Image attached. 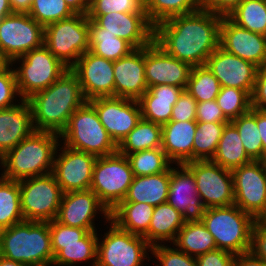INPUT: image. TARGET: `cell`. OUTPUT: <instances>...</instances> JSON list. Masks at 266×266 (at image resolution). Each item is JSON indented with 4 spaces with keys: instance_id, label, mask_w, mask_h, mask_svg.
<instances>
[{
    "instance_id": "obj_16",
    "label": "cell",
    "mask_w": 266,
    "mask_h": 266,
    "mask_svg": "<svg viewBox=\"0 0 266 266\" xmlns=\"http://www.w3.org/2000/svg\"><path fill=\"white\" fill-rule=\"evenodd\" d=\"M98 113L100 122L118 145L141 120L138 100L108 96L89 100Z\"/></svg>"
},
{
    "instance_id": "obj_20",
    "label": "cell",
    "mask_w": 266,
    "mask_h": 266,
    "mask_svg": "<svg viewBox=\"0 0 266 266\" xmlns=\"http://www.w3.org/2000/svg\"><path fill=\"white\" fill-rule=\"evenodd\" d=\"M192 66L169 55L154 40L145 47V80L148 88L172 85L186 89Z\"/></svg>"
},
{
    "instance_id": "obj_3",
    "label": "cell",
    "mask_w": 266,
    "mask_h": 266,
    "mask_svg": "<svg viewBox=\"0 0 266 266\" xmlns=\"http://www.w3.org/2000/svg\"><path fill=\"white\" fill-rule=\"evenodd\" d=\"M60 143L58 133L34 131L0 158V175L6 179L21 181L52 173Z\"/></svg>"
},
{
    "instance_id": "obj_5",
    "label": "cell",
    "mask_w": 266,
    "mask_h": 266,
    "mask_svg": "<svg viewBox=\"0 0 266 266\" xmlns=\"http://www.w3.org/2000/svg\"><path fill=\"white\" fill-rule=\"evenodd\" d=\"M256 219L235 204L206 208L203 224L213 235L217 249L233 254L250 250L251 233Z\"/></svg>"
},
{
    "instance_id": "obj_1",
    "label": "cell",
    "mask_w": 266,
    "mask_h": 266,
    "mask_svg": "<svg viewBox=\"0 0 266 266\" xmlns=\"http://www.w3.org/2000/svg\"><path fill=\"white\" fill-rule=\"evenodd\" d=\"M222 16L199 8L171 17L154 27V41L169 55L192 67L206 65L219 47Z\"/></svg>"
},
{
    "instance_id": "obj_39",
    "label": "cell",
    "mask_w": 266,
    "mask_h": 266,
    "mask_svg": "<svg viewBox=\"0 0 266 266\" xmlns=\"http://www.w3.org/2000/svg\"><path fill=\"white\" fill-rule=\"evenodd\" d=\"M231 123L239 132L245 152L252 161H260L263 158V145L260 131L256 125V109L251 110Z\"/></svg>"
},
{
    "instance_id": "obj_54",
    "label": "cell",
    "mask_w": 266,
    "mask_h": 266,
    "mask_svg": "<svg viewBox=\"0 0 266 266\" xmlns=\"http://www.w3.org/2000/svg\"><path fill=\"white\" fill-rule=\"evenodd\" d=\"M242 0H204L203 9L227 17Z\"/></svg>"
},
{
    "instance_id": "obj_43",
    "label": "cell",
    "mask_w": 266,
    "mask_h": 266,
    "mask_svg": "<svg viewBox=\"0 0 266 266\" xmlns=\"http://www.w3.org/2000/svg\"><path fill=\"white\" fill-rule=\"evenodd\" d=\"M224 116L231 122L251 110V96L242 89L221 87L216 97Z\"/></svg>"
},
{
    "instance_id": "obj_7",
    "label": "cell",
    "mask_w": 266,
    "mask_h": 266,
    "mask_svg": "<svg viewBox=\"0 0 266 266\" xmlns=\"http://www.w3.org/2000/svg\"><path fill=\"white\" fill-rule=\"evenodd\" d=\"M11 64L20 98L25 100L34 93L47 89L69 69L44 44L15 58Z\"/></svg>"
},
{
    "instance_id": "obj_48",
    "label": "cell",
    "mask_w": 266,
    "mask_h": 266,
    "mask_svg": "<svg viewBox=\"0 0 266 266\" xmlns=\"http://www.w3.org/2000/svg\"><path fill=\"white\" fill-rule=\"evenodd\" d=\"M51 245L82 244V238L90 232L88 229L63 225L55 219L49 221Z\"/></svg>"
},
{
    "instance_id": "obj_28",
    "label": "cell",
    "mask_w": 266,
    "mask_h": 266,
    "mask_svg": "<svg viewBox=\"0 0 266 266\" xmlns=\"http://www.w3.org/2000/svg\"><path fill=\"white\" fill-rule=\"evenodd\" d=\"M169 183L170 167L159 174L134 176L128 192L121 202H143L154 207L166 203Z\"/></svg>"
},
{
    "instance_id": "obj_41",
    "label": "cell",
    "mask_w": 266,
    "mask_h": 266,
    "mask_svg": "<svg viewBox=\"0 0 266 266\" xmlns=\"http://www.w3.org/2000/svg\"><path fill=\"white\" fill-rule=\"evenodd\" d=\"M149 22L158 23L177 15L190 14L199 9L192 0H145Z\"/></svg>"
},
{
    "instance_id": "obj_45",
    "label": "cell",
    "mask_w": 266,
    "mask_h": 266,
    "mask_svg": "<svg viewBox=\"0 0 266 266\" xmlns=\"http://www.w3.org/2000/svg\"><path fill=\"white\" fill-rule=\"evenodd\" d=\"M150 253L153 256L151 258H155L153 263L156 266H198L195 257L177 249L171 243L153 245Z\"/></svg>"
},
{
    "instance_id": "obj_10",
    "label": "cell",
    "mask_w": 266,
    "mask_h": 266,
    "mask_svg": "<svg viewBox=\"0 0 266 266\" xmlns=\"http://www.w3.org/2000/svg\"><path fill=\"white\" fill-rule=\"evenodd\" d=\"M44 45L64 65L71 68L89 49V19L73 16L44 27Z\"/></svg>"
},
{
    "instance_id": "obj_29",
    "label": "cell",
    "mask_w": 266,
    "mask_h": 266,
    "mask_svg": "<svg viewBox=\"0 0 266 266\" xmlns=\"http://www.w3.org/2000/svg\"><path fill=\"white\" fill-rule=\"evenodd\" d=\"M185 221L182 214L167 202L154 207L148 232L143 236L151 245L172 243Z\"/></svg>"
},
{
    "instance_id": "obj_36",
    "label": "cell",
    "mask_w": 266,
    "mask_h": 266,
    "mask_svg": "<svg viewBox=\"0 0 266 266\" xmlns=\"http://www.w3.org/2000/svg\"><path fill=\"white\" fill-rule=\"evenodd\" d=\"M22 221L19 182L0 175V230Z\"/></svg>"
},
{
    "instance_id": "obj_50",
    "label": "cell",
    "mask_w": 266,
    "mask_h": 266,
    "mask_svg": "<svg viewBox=\"0 0 266 266\" xmlns=\"http://www.w3.org/2000/svg\"><path fill=\"white\" fill-rule=\"evenodd\" d=\"M196 122L229 123L215 100L197 103Z\"/></svg>"
},
{
    "instance_id": "obj_42",
    "label": "cell",
    "mask_w": 266,
    "mask_h": 266,
    "mask_svg": "<svg viewBox=\"0 0 266 266\" xmlns=\"http://www.w3.org/2000/svg\"><path fill=\"white\" fill-rule=\"evenodd\" d=\"M89 49L111 61H117L134 50L127 41L110 33H89Z\"/></svg>"
},
{
    "instance_id": "obj_4",
    "label": "cell",
    "mask_w": 266,
    "mask_h": 266,
    "mask_svg": "<svg viewBox=\"0 0 266 266\" xmlns=\"http://www.w3.org/2000/svg\"><path fill=\"white\" fill-rule=\"evenodd\" d=\"M0 255L26 266H51L49 223L24 220L0 230Z\"/></svg>"
},
{
    "instance_id": "obj_56",
    "label": "cell",
    "mask_w": 266,
    "mask_h": 266,
    "mask_svg": "<svg viewBox=\"0 0 266 266\" xmlns=\"http://www.w3.org/2000/svg\"><path fill=\"white\" fill-rule=\"evenodd\" d=\"M256 125L262 140L263 157H266V111L256 109Z\"/></svg>"
},
{
    "instance_id": "obj_11",
    "label": "cell",
    "mask_w": 266,
    "mask_h": 266,
    "mask_svg": "<svg viewBox=\"0 0 266 266\" xmlns=\"http://www.w3.org/2000/svg\"><path fill=\"white\" fill-rule=\"evenodd\" d=\"M18 182L24 220L37 222L54 220L63 195L54 174L48 173Z\"/></svg>"
},
{
    "instance_id": "obj_53",
    "label": "cell",
    "mask_w": 266,
    "mask_h": 266,
    "mask_svg": "<svg viewBox=\"0 0 266 266\" xmlns=\"http://www.w3.org/2000/svg\"><path fill=\"white\" fill-rule=\"evenodd\" d=\"M251 107L266 111V65L257 70L254 90L251 95Z\"/></svg>"
},
{
    "instance_id": "obj_21",
    "label": "cell",
    "mask_w": 266,
    "mask_h": 266,
    "mask_svg": "<svg viewBox=\"0 0 266 266\" xmlns=\"http://www.w3.org/2000/svg\"><path fill=\"white\" fill-rule=\"evenodd\" d=\"M167 203L182 214L185 222L202 221L206 208L198 195L194 174L185 164L170 166Z\"/></svg>"
},
{
    "instance_id": "obj_61",
    "label": "cell",
    "mask_w": 266,
    "mask_h": 266,
    "mask_svg": "<svg viewBox=\"0 0 266 266\" xmlns=\"http://www.w3.org/2000/svg\"><path fill=\"white\" fill-rule=\"evenodd\" d=\"M9 62L2 56L0 52V70L4 68Z\"/></svg>"
},
{
    "instance_id": "obj_46",
    "label": "cell",
    "mask_w": 266,
    "mask_h": 266,
    "mask_svg": "<svg viewBox=\"0 0 266 266\" xmlns=\"http://www.w3.org/2000/svg\"><path fill=\"white\" fill-rule=\"evenodd\" d=\"M146 13L145 0H90L87 14Z\"/></svg>"
},
{
    "instance_id": "obj_14",
    "label": "cell",
    "mask_w": 266,
    "mask_h": 266,
    "mask_svg": "<svg viewBox=\"0 0 266 266\" xmlns=\"http://www.w3.org/2000/svg\"><path fill=\"white\" fill-rule=\"evenodd\" d=\"M185 165L194 174L198 195L205 208L234 204L231 170L211 160L189 161Z\"/></svg>"
},
{
    "instance_id": "obj_59",
    "label": "cell",
    "mask_w": 266,
    "mask_h": 266,
    "mask_svg": "<svg viewBox=\"0 0 266 266\" xmlns=\"http://www.w3.org/2000/svg\"><path fill=\"white\" fill-rule=\"evenodd\" d=\"M12 13L13 11L10 7L9 0H0V20Z\"/></svg>"
},
{
    "instance_id": "obj_22",
    "label": "cell",
    "mask_w": 266,
    "mask_h": 266,
    "mask_svg": "<svg viewBox=\"0 0 266 266\" xmlns=\"http://www.w3.org/2000/svg\"><path fill=\"white\" fill-rule=\"evenodd\" d=\"M208 68L218 79L221 87L242 89L253 93L258 66L231 54L220 46L208 57Z\"/></svg>"
},
{
    "instance_id": "obj_2",
    "label": "cell",
    "mask_w": 266,
    "mask_h": 266,
    "mask_svg": "<svg viewBox=\"0 0 266 266\" xmlns=\"http://www.w3.org/2000/svg\"><path fill=\"white\" fill-rule=\"evenodd\" d=\"M27 100L35 131L58 134L67 127L71 115L87 101L77 75L70 68L47 89L34 93Z\"/></svg>"
},
{
    "instance_id": "obj_13",
    "label": "cell",
    "mask_w": 266,
    "mask_h": 266,
    "mask_svg": "<svg viewBox=\"0 0 266 266\" xmlns=\"http://www.w3.org/2000/svg\"><path fill=\"white\" fill-rule=\"evenodd\" d=\"M89 33H110L127 41L134 49L143 48L154 40V26L147 13L87 14Z\"/></svg>"
},
{
    "instance_id": "obj_9",
    "label": "cell",
    "mask_w": 266,
    "mask_h": 266,
    "mask_svg": "<svg viewBox=\"0 0 266 266\" xmlns=\"http://www.w3.org/2000/svg\"><path fill=\"white\" fill-rule=\"evenodd\" d=\"M133 178L129 159L116 152L112 155L97 157L90 189L110 212L123 201Z\"/></svg>"
},
{
    "instance_id": "obj_62",
    "label": "cell",
    "mask_w": 266,
    "mask_h": 266,
    "mask_svg": "<svg viewBox=\"0 0 266 266\" xmlns=\"http://www.w3.org/2000/svg\"><path fill=\"white\" fill-rule=\"evenodd\" d=\"M260 163L263 167V170H264V173H265V176H266V157H263L261 160H260Z\"/></svg>"
},
{
    "instance_id": "obj_52",
    "label": "cell",
    "mask_w": 266,
    "mask_h": 266,
    "mask_svg": "<svg viewBox=\"0 0 266 266\" xmlns=\"http://www.w3.org/2000/svg\"><path fill=\"white\" fill-rule=\"evenodd\" d=\"M198 266H234L235 254L216 249L196 257Z\"/></svg>"
},
{
    "instance_id": "obj_27",
    "label": "cell",
    "mask_w": 266,
    "mask_h": 266,
    "mask_svg": "<svg viewBox=\"0 0 266 266\" xmlns=\"http://www.w3.org/2000/svg\"><path fill=\"white\" fill-rule=\"evenodd\" d=\"M184 88L172 85H157L149 87L138 99L142 119L159 125L168 123L171 119L172 108Z\"/></svg>"
},
{
    "instance_id": "obj_35",
    "label": "cell",
    "mask_w": 266,
    "mask_h": 266,
    "mask_svg": "<svg viewBox=\"0 0 266 266\" xmlns=\"http://www.w3.org/2000/svg\"><path fill=\"white\" fill-rule=\"evenodd\" d=\"M227 17L241 28L266 36V0H242Z\"/></svg>"
},
{
    "instance_id": "obj_30",
    "label": "cell",
    "mask_w": 266,
    "mask_h": 266,
    "mask_svg": "<svg viewBox=\"0 0 266 266\" xmlns=\"http://www.w3.org/2000/svg\"><path fill=\"white\" fill-rule=\"evenodd\" d=\"M154 212V206L139 202H120L110 211V220L131 234L144 236Z\"/></svg>"
},
{
    "instance_id": "obj_63",
    "label": "cell",
    "mask_w": 266,
    "mask_h": 266,
    "mask_svg": "<svg viewBox=\"0 0 266 266\" xmlns=\"http://www.w3.org/2000/svg\"><path fill=\"white\" fill-rule=\"evenodd\" d=\"M199 8H203L204 0H192Z\"/></svg>"
},
{
    "instance_id": "obj_26",
    "label": "cell",
    "mask_w": 266,
    "mask_h": 266,
    "mask_svg": "<svg viewBox=\"0 0 266 266\" xmlns=\"http://www.w3.org/2000/svg\"><path fill=\"white\" fill-rule=\"evenodd\" d=\"M196 121H169L162 125V150L173 164L192 161Z\"/></svg>"
},
{
    "instance_id": "obj_33",
    "label": "cell",
    "mask_w": 266,
    "mask_h": 266,
    "mask_svg": "<svg viewBox=\"0 0 266 266\" xmlns=\"http://www.w3.org/2000/svg\"><path fill=\"white\" fill-rule=\"evenodd\" d=\"M211 161L229 170L252 162L245 152L238 130L231 122L225 125Z\"/></svg>"
},
{
    "instance_id": "obj_31",
    "label": "cell",
    "mask_w": 266,
    "mask_h": 266,
    "mask_svg": "<svg viewBox=\"0 0 266 266\" xmlns=\"http://www.w3.org/2000/svg\"><path fill=\"white\" fill-rule=\"evenodd\" d=\"M97 241V231H90L82 238V244L51 245L54 254L51 266H78L84 262L96 266Z\"/></svg>"
},
{
    "instance_id": "obj_51",
    "label": "cell",
    "mask_w": 266,
    "mask_h": 266,
    "mask_svg": "<svg viewBox=\"0 0 266 266\" xmlns=\"http://www.w3.org/2000/svg\"><path fill=\"white\" fill-rule=\"evenodd\" d=\"M249 251L266 263V222L263 219H256L253 225Z\"/></svg>"
},
{
    "instance_id": "obj_24",
    "label": "cell",
    "mask_w": 266,
    "mask_h": 266,
    "mask_svg": "<svg viewBox=\"0 0 266 266\" xmlns=\"http://www.w3.org/2000/svg\"><path fill=\"white\" fill-rule=\"evenodd\" d=\"M115 96L138 100L147 90L145 80V47L132 50L113 61Z\"/></svg>"
},
{
    "instance_id": "obj_49",
    "label": "cell",
    "mask_w": 266,
    "mask_h": 266,
    "mask_svg": "<svg viewBox=\"0 0 266 266\" xmlns=\"http://www.w3.org/2000/svg\"><path fill=\"white\" fill-rule=\"evenodd\" d=\"M197 101L184 89L174 104L170 121H196Z\"/></svg>"
},
{
    "instance_id": "obj_25",
    "label": "cell",
    "mask_w": 266,
    "mask_h": 266,
    "mask_svg": "<svg viewBox=\"0 0 266 266\" xmlns=\"http://www.w3.org/2000/svg\"><path fill=\"white\" fill-rule=\"evenodd\" d=\"M35 131L28 100L0 109V158Z\"/></svg>"
},
{
    "instance_id": "obj_55",
    "label": "cell",
    "mask_w": 266,
    "mask_h": 266,
    "mask_svg": "<svg viewBox=\"0 0 266 266\" xmlns=\"http://www.w3.org/2000/svg\"><path fill=\"white\" fill-rule=\"evenodd\" d=\"M234 266H266V263L248 251L245 253L235 254Z\"/></svg>"
},
{
    "instance_id": "obj_12",
    "label": "cell",
    "mask_w": 266,
    "mask_h": 266,
    "mask_svg": "<svg viewBox=\"0 0 266 266\" xmlns=\"http://www.w3.org/2000/svg\"><path fill=\"white\" fill-rule=\"evenodd\" d=\"M44 44V27L28 13L13 12L0 20V52L11 63Z\"/></svg>"
},
{
    "instance_id": "obj_19",
    "label": "cell",
    "mask_w": 266,
    "mask_h": 266,
    "mask_svg": "<svg viewBox=\"0 0 266 266\" xmlns=\"http://www.w3.org/2000/svg\"><path fill=\"white\" fill-rule=\"evenodd\" d=\"M70 69L77 75L87 101L98 97L115 96L113 61L88 50Z\"/></svg>"
},
{
    "instance_id": "obj_34",
    "label": "cell",
    "mask_w": 266,
    "mask_h": 266,
    "mask_svg": "<svg viewBox=\"0 0 266 266\" xmlns=\"http://www.w3.org/2000/svg\"><path fill=\"white\" fill-rule=\"evenodd\" d=\"M162 147V125L141 118L136 127L117 145V152L127 156Z\"/></svg>"
},
{
    "instance_id": "obj_58",
    "label": "cell",
    "mask_w": 266,
    "mask_h": 266,
    "mask_svg": "<svg viewBox=\"0 0 266 266\" xmlns=\"http://www.w3.org/2000/svg\"><path fill=\"white\" fill-rule=\"evenodd\" d=\"M34 0H9L13 12L28 13Z\"/></svg>"
},
{
    "instance_id": "obj_44",
    "label": "cell",
    "mask_w": 266,
    "mask_h": 266,
    "mask_svg": "<svg viewBox=\"0 0 266 266\" xmlns=\"http://www.w3.org/2000/svg\"><path fill=\"white\" fill-rule=\"evenodd\" d=\"M28 14L43 27L69 18L75 13L65 0H34Z\"/></svg>"
},
{
    "instance_id": "obj_38",
    "label": "cell",
    "mask_w": 266,
    "mask_h": 266,
    "mask_svg": "<svg viewBox=\"0 0 266 266\" xmlns=\"http://www.w3.org/2000/svg\"><path fill=\"white\" fill-rule=\"evenodd\" d=\"M221 89L218 79L207 65L192 68L186 91L198 102L215 100Z\"/></svg>"
},
{
    "instance_id": "obj_18",
    "label": "cell",
    "mask_w": 266,
    "mask_h": 266,
    "mask_svg": "<svg viewBox=\"0 0 266 266\" xmlns=\"http://www.w3.org/2000/svg\"><path fill=\"white\" fill-rule=\"evenodd\" d=\"M98 214L105 219L103 225L108 223L110 212L91 189L72 191L63 193L55 220L66 226L97 231Z\"/></svg>"
},
{
    "instance_id": "obj_32",
    "label": "cell",
    "mask_w": 266,
    "mask_h": 266,
    "mask_svg": "<svg viewBox=\"0 0 266 266\" xmlns=\"http://www.w3.org/2000/svg\"><path fill=\"white\" fill-rule=\"evenodd\" d=\"M171 244L195 258L217 249L213 235L202 221L185 222Z\"/></svg>"
},
{
    "instance_id": "obj_37",
    "label": "cell",
    "mask_w": 266,
    "mask_h": 266,
    "mask_svg": "<svg viewBox=\"0 0 266 266\" xmlns=\"http://www.w3.org/2000/svg\"><path fill=\"white\" fill-rule=\"evenodd\" d=\"M226 124L197 122L192 147V161L212 160Z\"/></svg>"
},
{
    "instance_id": "obj_40",
    "label": "cell",
    "mask_w": 266,
    "mask_h": 266,
    "mask_svg": "<svg viewBox=\"0 0 266 266\" xmlns=\"http://www.w3.org/2000/svg\"><path fill=\"white\" fill-rule=\"evenodd\" d=\"M134 176H148L165 172L173 163L162 148L143 150L127 155Z\"/></svg>"
},
{
    "instance_id": "obj_6",
    "label": "cell",
    "mask_w": 266,
    "mask_h": 266,
    "mask_svg": "<svg viewBox=\"0 0 266 266\" xmlns=\"http://www.w3.org/2000/svg\"><path fill=\"white\" fill-rule=\"evenodd\" d=\"M60 142L96 157L117 152V144L100 122L97 111L89 101L71 115L67 127L60 133Z\"/></svg>"
},
{
    "instance_id": "obj_23",
    "label": "cell",
    "mask_w": 266,
    "mask_h": 266,
    "mask_svg": "<svg viewBox=\"0 0 266 266\" xmlns=\"http://www.w3.org/2000/svg\"><path fill=\"white\" fill-rule=\"evenodd\" d=\"M219 46L258 67L266 65V36L251 32L222 17Z\"/></svg>"
},
{
    "instance_id": "obj_17",
    "label": "cell",
    "mask_w": 266,
    "mask_h": 266,
    "mask_svg": "<svg viewBox=\"0 0 266 266\" xmlns=\"http://www.w3.org/2000/svg\"><path fill=\"white\" fill-rule=\"evenodd\" d=\"M96 159L97 157L92 154L59 144L52 173L62 192L90 189Z\"/></svg>"
},
{
    "instance_id": "obj_60",
    "label": "cell",
    "mask_w": 266,
    "mask_h": 266,
    "mask_svg": "<svg viewBox=\"0 0 266 266\" xmlns=\"http://www.w3.org/2000/svg\"><path fill=\"white\" fill-rule=\"evenodd\" d=\"M0 266H26V265L20 262H16L14 260L7 259L0 255Z\"/></svg>"
},
{
    "instance_id": "obj_8",
    "label": "cell",
    "mask_w": 266,
    "mask_h": 266,
    "mask_svg": "<svg viewBox=\"0 0 266 266\" xmlns=\"http://www.w3.org/2000/svg\"><path fill=\"white\" fill-rule=\"evenodd\" d=\"M108 223L104 236L98 234L96 266H143L145 260L151 261V245L143 236L119 228L110 219Z\"/></svg>"
},
{
    "instance_id": "obj_57",
    "label": "cell",
    "mask_w": 266,
    "mask_h": 266,
    "mask_svg": "<svg viewBox=\"0 0 266 266\" xmlns=\"http://www.w3.org/2000/svg\"><path fill=\"white\" fill-rule=\"evenodd\" d=\"M69 8L75 14L87 15L90 8V0H65Z\"/></svg>"
},
{
    "instance_id": "obj_47",
    "label": "cell",
    "mask_w": 266,
    "mask_h": 266,
    "mask_svg": "<svg viewBox=\"0 0 266 266\" xmlns=\"http://www.w3.org/2000/svg\"><path fill=\"white\" fill-rule=\"evenodd\" d=\"M21 100L14 68L11 63H8L0 70V109L12 107Z\"/></svg>"
},
{
    "instance_id": "obj_15",
    "label": "cell",
    "mask_w": 266,
    "mask_h": 266,
    "mask_svg": "<svg viewBox=\"0 0 266 266\" xmlns=\"http://www.w3.org/2000/svg\"><path fill=\"white\" fill-rule=\"evenodd\" d=\"M234 204L255 219L266 216V176L260 161L231 170Z\"/></svg>"
}]
</instances>
